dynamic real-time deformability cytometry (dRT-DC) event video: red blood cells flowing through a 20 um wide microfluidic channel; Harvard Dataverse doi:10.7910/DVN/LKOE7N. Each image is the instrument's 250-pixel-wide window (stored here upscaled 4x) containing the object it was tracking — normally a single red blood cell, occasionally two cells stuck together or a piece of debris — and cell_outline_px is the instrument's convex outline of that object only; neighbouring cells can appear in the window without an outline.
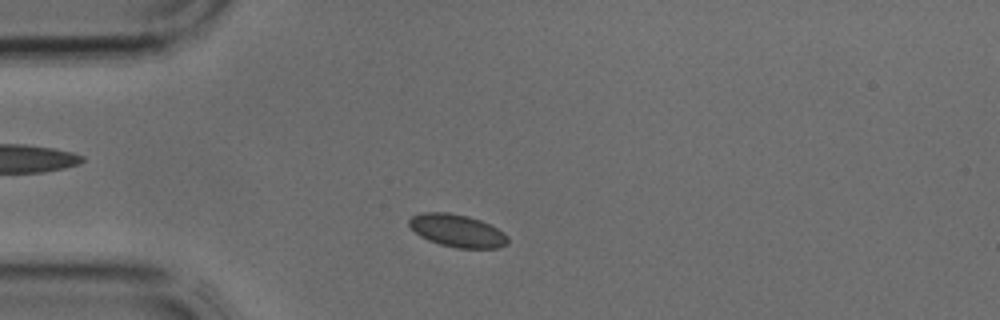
{"species": "common noctule bat (a hibernating species)", "species_latin": "Nyctalus noctula", "temperature_condition": "cold", "stored_images_in_passage": 34, "camera_frame_rate_fps": 3000, "um_per_image_px": 0.085, "animal": {"sex": "male", "body_mass_g": 17.9, "forearm_length_mm": 54.2}, "frame": {"image": 1, "passage_image": 4, "time_ms": 1.0, "image_size_px": [1000, 320], "cell_outline_px": [[508, 244], [500, 248], [456, 248], [440, 244], [428, 240], [420, 236], [408, 224], [408, 220], [412, 216], [420, 212], [448, 212], [468, 216], [480, 220], [504, 232], [508, 236]], "centroid_in_image_um": [38.87, 19.61], "position_along_channel_um": 46.1, "area_um2": 18.84}}
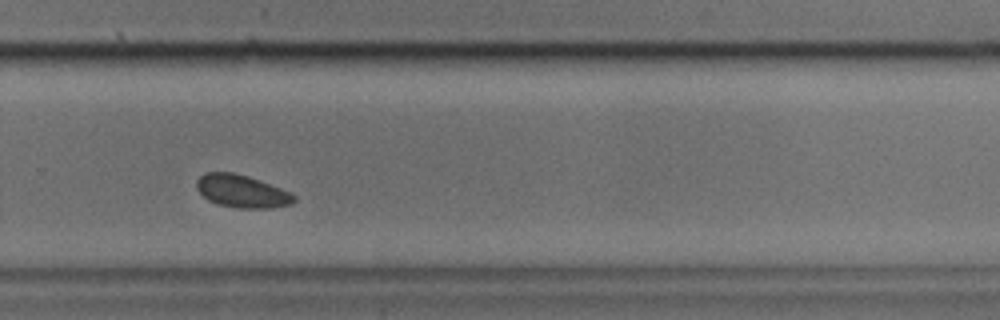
{"frame": {"image": 2, "passage_image": 21, "time_ms": 6.667, "image_size_px": [1000, 320], "cell_outline_px": [[296, 200], [292, 204], [272, 208], [236, 208], [216, 204], [208, 200], [196, 188], [196, 180], [204, 172], [232, 172], [248, 176], [260, 180], [280, 188], [296, 196]], "centroid_in_image_um": [20.54, 16.26], "position_along_channel_um": 309.3, "area_um2": 18.67}}
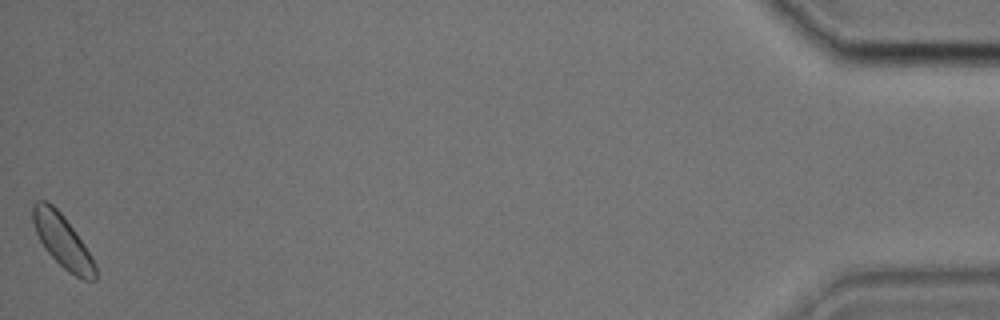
{"frame": {"image": 3, "passage_image": 34, "time_ms": 11.0, "image_size_px": [1000, 320], "cell_outline_px": [[96, 280], [84, 280], [68, 272], [44, 248], [36, 232], [32, 220], [32, 204], [36, 200], [48, 200], [64, 216], [84, 244], [96, 264]], "centroid_in_image_um": [5.3, 20.46], "position_along_channel_um": 429.9, "area_um2": 19.19}}